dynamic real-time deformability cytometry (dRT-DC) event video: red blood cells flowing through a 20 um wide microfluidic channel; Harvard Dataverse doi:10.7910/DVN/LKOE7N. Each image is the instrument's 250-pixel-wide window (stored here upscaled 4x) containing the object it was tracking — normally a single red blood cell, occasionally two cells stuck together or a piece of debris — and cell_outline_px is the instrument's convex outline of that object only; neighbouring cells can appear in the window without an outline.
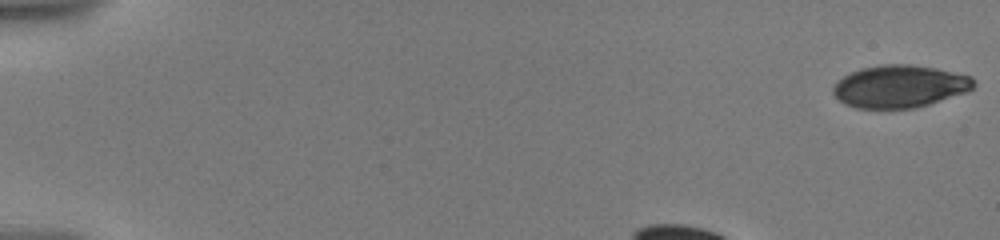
{"species": "human", "species_latin": "Homo sapiens", "temperature_condition": "warm", "stored_images_in_passage": 30, "camera_frame_rate_fps": 3000, "um_per_image_px": 0.085, "donor": {"sex": "male"}, "frame": {"image": 1, "passage_image": 1, "time_ms": 0.0, "image_size_px": [1000, 240], "cell_outline_px": [[976, 84], [972, 88], [964, 92], [916, 108], [856, 108], [844, 104], [832, 92], [832, 88], [836, 80], [860, 68], [880, 64], [908, 64], [936, 68], [972, 76]], "centroid_in_image_um": [76.44, 7.33], "position_along_channel_um": 8.6, "area_um2": 34.74}}
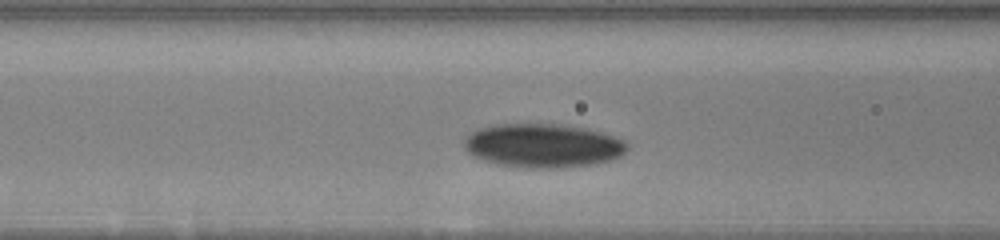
{"frame": {"image": 2, "passage_image": 20, "time_ms": 5.667, "image_size_px": [1000, 240], "cell_outline_px": [[628, 148], [620, 156], [612, 160], [596, 164], [556, 168], [528, 168], [496, 164], [472, 156], [464, 148], [464, 140], [472, 132], [480, 128], [496, 124], [556, 124], [584, 128], [600, 132], [624, 140], [628, 144]], "centroid_in_image_um": [46.15, 12.39], "position_along_channel_um": 120.5, "area_um2": 41.62}}
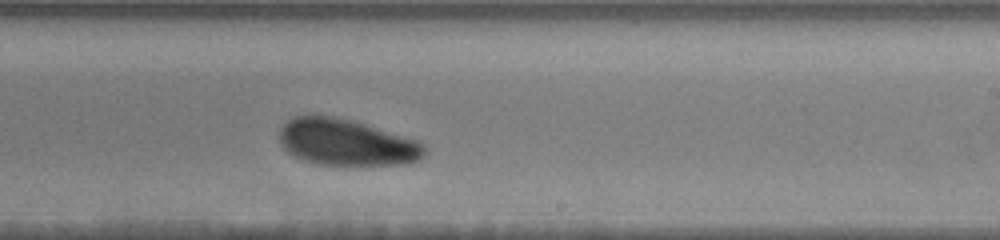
{"frame": {"image": 3, "passage_image": 30, "time_ms": 9.667, "image_size_px": [1000, 240], "cell_outline_px": [[424, 156], [420, 160], [408, 164], [320, 164], [304, 160], [292, 156], [280, 144], [280, 128], [288, 120], [296, 116], [332, 116], [364, 124], [416, 140], [424, 144]], "centroid_in_image_um": [29.43, 12.11], "position_along_channel_um": 259.6, "area_um2": 38.61}}